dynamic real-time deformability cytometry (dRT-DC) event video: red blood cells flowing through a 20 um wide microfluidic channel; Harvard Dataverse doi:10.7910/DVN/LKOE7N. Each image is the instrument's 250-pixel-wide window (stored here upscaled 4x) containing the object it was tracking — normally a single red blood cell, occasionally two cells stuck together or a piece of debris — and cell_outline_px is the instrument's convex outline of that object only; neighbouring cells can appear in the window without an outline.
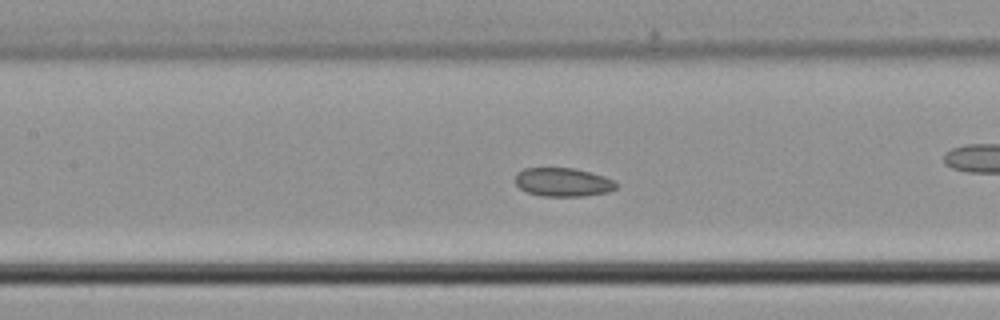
{"species": "common noctule bat (a hibernating species)", "species_latin": "Nyctalus noctula", "temperature_condition": "cold", "stored_images_in_passage": 36, "camera_frame_rate_fps": 3000, "um_per_image_px": 0.085, "animal": {"sex": "male", "body_mass_g": 21.5, "forearm_length_mm": 52.0}, "frame": {"image": 1, "passage_image": 11, "time_ms": 3.333, "image_size_px": [1000, 320], "cell_outline_px": [[616, 188], [608, 192], [584, 196], [544, 196], [528, 192], [520, 188], [516, 184], [516, 172], [524, 168], [572, 168], [604, 176], [612, 180], [616, 184]], "centroid_in_image_um": [47.83, 15.48], "position_along_channel_um": 159.6, "area_um2": 16.65}}